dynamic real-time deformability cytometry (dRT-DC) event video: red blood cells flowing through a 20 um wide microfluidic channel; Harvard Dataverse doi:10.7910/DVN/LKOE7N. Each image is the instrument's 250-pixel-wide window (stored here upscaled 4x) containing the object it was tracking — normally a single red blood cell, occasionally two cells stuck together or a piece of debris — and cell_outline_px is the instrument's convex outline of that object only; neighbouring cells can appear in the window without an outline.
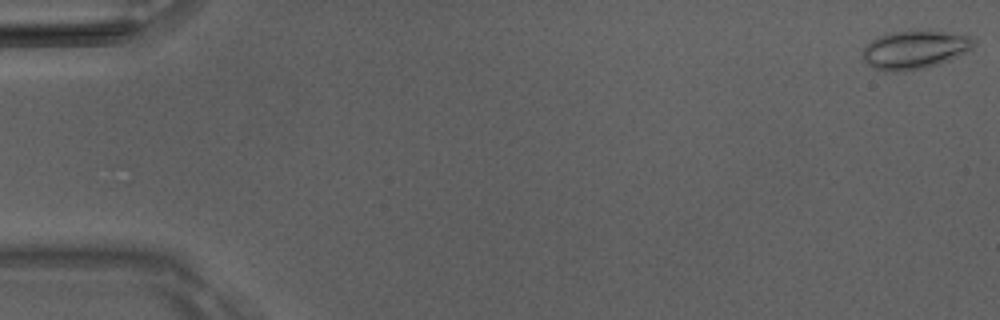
{"species": "Egyptian fruit bat (a non-hibernating species)", "species_latin": "Rousettus aegyptiacus", "temperature_condition": "room temperature", "stored_images_in_passage": 9, "camera_frame_rate_fps": 3000, "um_per_image_px": 0.085, "animal": {"sex": "male"}, "frame": {"image": 1, "passage_image": 1, "time_ms": 0.0, "image_size_px": [1000, 320], "cell_outline_px": [[976, 44], [972, 48], [940, 64], [924, 68], [896, 72], [884, 72], [872, 68], [864, 60], [864, 48], [876, 36], [892, 32], [944, 32], [972, 36], [976, 40]], "centroid_in_image_um": [77.74, 4.25], "position_along_channel_um": 7.3, "area_um2": 24.51}}